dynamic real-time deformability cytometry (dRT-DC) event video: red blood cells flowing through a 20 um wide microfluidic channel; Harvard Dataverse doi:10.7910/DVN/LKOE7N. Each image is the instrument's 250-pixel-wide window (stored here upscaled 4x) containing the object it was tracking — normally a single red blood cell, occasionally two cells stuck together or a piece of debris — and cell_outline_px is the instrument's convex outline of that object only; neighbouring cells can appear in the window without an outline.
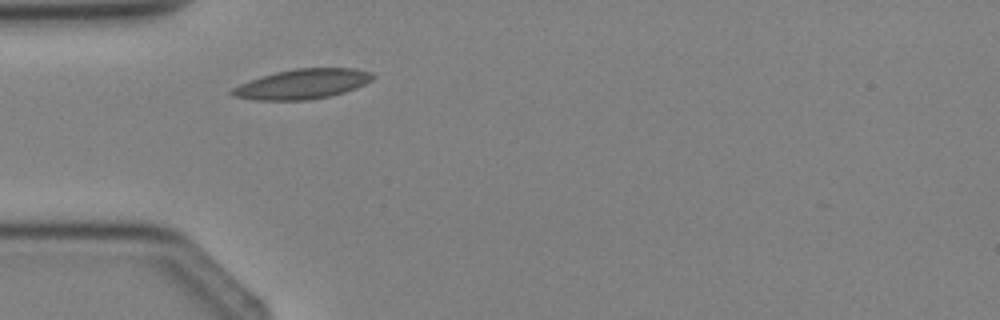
{"species": "Egyptian fruit bat (a non-hibernating species)", "species_latin": "Rousettus aegyptiacus", "temperature_condition": "cold", "stored_images_in_passage": 4, "camera_frame_rate_fps": 3000, "um_per_image_px": 0.085, "animal": {"sex": "female"}, "frame": {"image": 1, "passage_image": 4, "time_ms": 3.667, "image_size_px": [1000, 320], "cell_outline_px": [[376, 76], [372, 80], [356, 88], [344, 92], [328, 96], [308, 100], [256, 100], [232, 96], [228, 92], [232, 88], [240, 84], [276, 72], [296, 68], [356, 68], [372, 72]], "centroid_in_image_um": [25.73, 7.14], "position_along_channel_um": 59.3, "area_um2": 24.39}}